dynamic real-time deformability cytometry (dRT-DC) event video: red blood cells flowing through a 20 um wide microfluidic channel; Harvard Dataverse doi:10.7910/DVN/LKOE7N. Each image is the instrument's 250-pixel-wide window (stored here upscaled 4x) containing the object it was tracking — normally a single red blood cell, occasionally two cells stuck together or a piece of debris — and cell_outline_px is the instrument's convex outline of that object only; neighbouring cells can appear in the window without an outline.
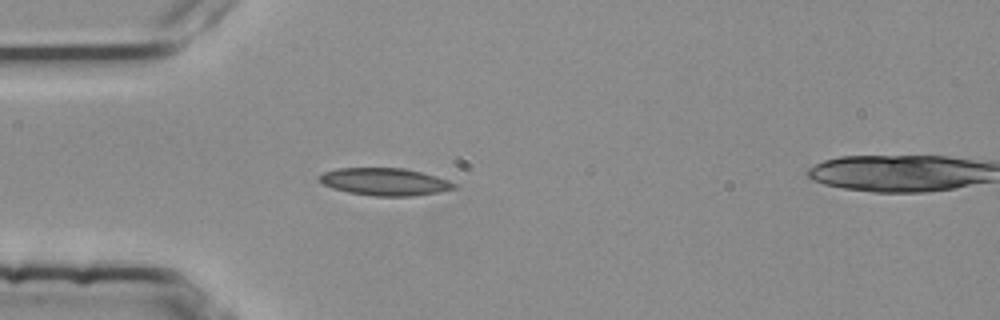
{"species": "common noctule bat (a hibernating species)", "species_latin": "Nyctalus noctula", "temperature_condition": "room temperature", "stored_images_in_passage": 3, "camera_frame_rate_fps": 3000, "um_per_image_px": 0.085, "animal": {"sex": "female", "body_mass_g": 25.1}, "frame": {"image": 1, "passage_image": 2, "time_ms": 0.333, "image_size_px": [1000, 320], "cell_outline_px": [[456, 188], [436, 192], [412, 196], [376, 196], [348, 192], [324, 184], [316, 180], [316, 176], [324, 172], [340, 168], [404, 168], [436, 176], [448, 180], [456, 184]], "centroid_in_image_um": [32.68, 15.44], "position_along_channel_um": 52.3, "area_um2": 21.33}}